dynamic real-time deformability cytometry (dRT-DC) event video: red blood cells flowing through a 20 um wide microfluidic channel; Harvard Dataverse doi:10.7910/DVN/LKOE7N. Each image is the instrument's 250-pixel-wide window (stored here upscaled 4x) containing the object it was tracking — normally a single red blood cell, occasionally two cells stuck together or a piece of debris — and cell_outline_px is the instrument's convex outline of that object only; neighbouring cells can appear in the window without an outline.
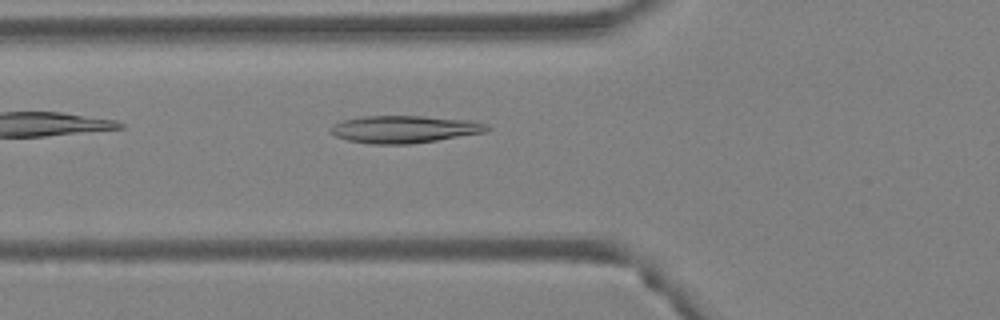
{"species": "Egyptian fruit bat (a non-hibernating species)", "species_latin": "Rousettus aegyptiacus", "temperature_condition": "warm", "stored_images_in_passage": 33, "camera_frame_rate_fps": 3000, "um_per_image_px": 0.085, "animal": {"sex": "female"}, "frame": {"image": 1, "passage_image": 2, "time_ms": 0.333, "image_size_px": [1000, 320], "cell_outline_px": [[492, 128], [484, 132], [436, 140], [408, 144], [368, 144], [348, 140], [336, 136], [328, 132], [328, 128], [340, 120], [364, 116], [424, 116], [468, 120], [488, 124]], "centroid_in_image_um": [34.31, 10.98], "position_along_channel_um": 91.5, "area_um2": 24.97}}
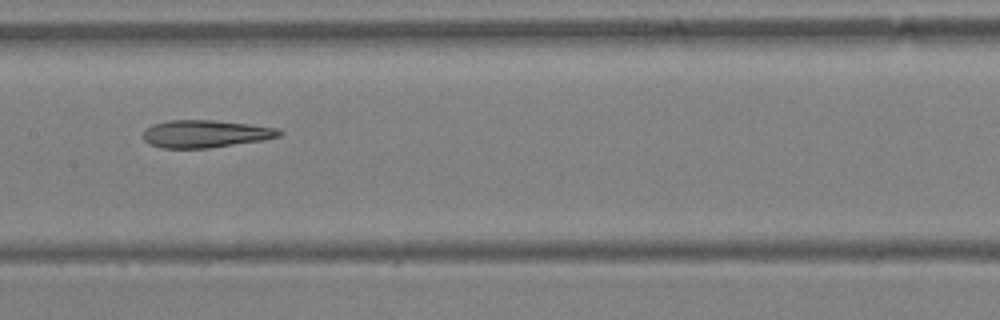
{"frame": {"image": 2, "passage_image": 9, "time_ms": 2.667, "image_size_px": [1000, 320], "cell_outline_px": [[284, 132], [280, 136], [264, 140], [208, 148], [160, 148], [148, 144], [144, 140], [144, 128], [152, 124], [168, 120], [216, 120], [280, 128]], "centroid_in_image_um": [17.46, 11.37], "position_along_channel_um": 189.9, "area_um2": 22.08}}
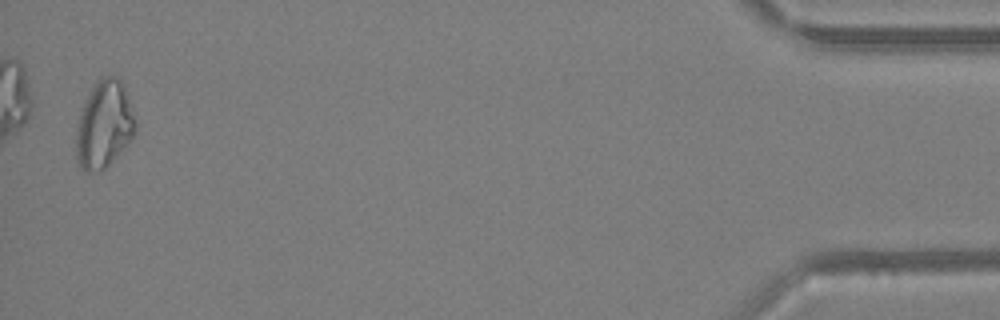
{"frame": {"image": 3, "passage_image": 32, "time_ms": 10.333, "image_size_px": [1000, 320], "cell_outline_px": [[136, 132], [108, 164], [100, 172], [84, 172], [80, 168], [76, 160], [76, 132], [80, 108], [84, 100], [96, 80], [100, 76], [120, 76], [124, 84], [136, 120]], "centroid_in_image_um": [8.82, 10.54], "position_along_channel_um": 426.4, "area_um2": 30.52}}